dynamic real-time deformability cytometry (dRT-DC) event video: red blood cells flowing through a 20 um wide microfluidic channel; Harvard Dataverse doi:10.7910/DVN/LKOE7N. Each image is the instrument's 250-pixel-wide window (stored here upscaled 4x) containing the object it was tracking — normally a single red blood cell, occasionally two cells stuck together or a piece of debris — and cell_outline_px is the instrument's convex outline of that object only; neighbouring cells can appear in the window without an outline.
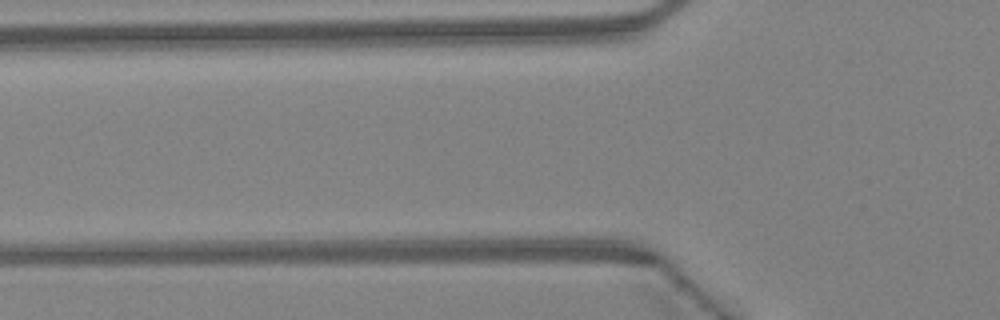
{"species": "Egyptian fruit bat (a non-hibernating species)", "species_latin": "Rousettus aegyptiacus", "temperature_condition": "warm", "stored_images_in_passage": 2, "camera_frame_rate_fps": 3000, "um_per_image_px": 0.085, "animal": {"sex": "female"}, "frame": {"image": 1, "passage_image": 2, "time_ms": 0.333, "image_size_px": [1000, 320], "cell_outline_px": [[656, 20], [652, 24], [644, 28], [612, 40], [572, 44], [432, 44], [456, 32]], "centroid_in_image_um": [46.58, 2.92], "position_along_channel_um": 79.2, "area_um2": 22.48}}